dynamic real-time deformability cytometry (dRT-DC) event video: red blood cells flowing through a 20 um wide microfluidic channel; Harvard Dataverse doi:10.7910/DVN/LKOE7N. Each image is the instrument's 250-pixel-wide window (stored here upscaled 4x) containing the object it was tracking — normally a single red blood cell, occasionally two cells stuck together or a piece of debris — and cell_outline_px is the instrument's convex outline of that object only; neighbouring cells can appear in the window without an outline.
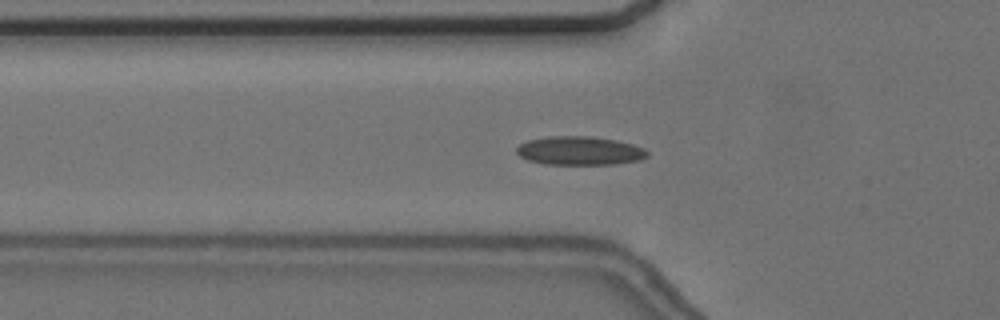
{"species": "common noctule bat (a hibernating species)", "species_latin": "Nyctalus noctula", "temperature_condition": "cold", "stored_images_in_passage": 57, "camera_frame_rate_fps": 3000, "um_per_image_px": 0.085, "animal": {"sex": "female", "body_mass_g": 24.6, "forearm_length_mm": 56.2}, "frame": {"image": 1, "passage_image": 19, "time_ms": 6.0, "image_size_px": [1000, 320], "cell_outline_px": [[648, 156], [640, 160], [616, 164], [544, 164], [528, 160], [520, 156], [516, 152], [516, 148], [520, 144], [528, 140], [548, 136], [592, 136], [616, 140], [632, 144], [644, 148], [648, 152]], "centroid_in_image_um": [49.28, 12.81], "position_along_channel_um": 76.5, "area_um2": 21.91}}
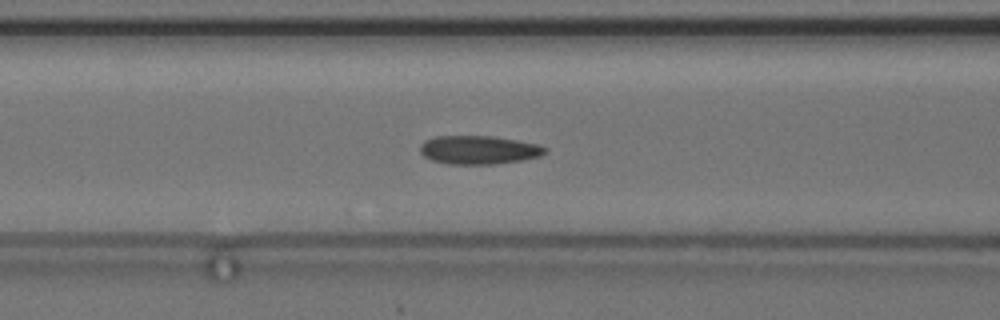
{"frame": {"image": 2, "passage_image": 23, "time_ms": 7.333, "image_size_px": [1000, 320], "cell_outline_px": [[548, 152], [540, 156], [520, 160], [496, 164], [452, 164], [432, 160], [424, 156], [420, 152], [420, 144], [424, 140], [436, 136], [492, 136], [516, 140], [536, 144], [548, 148]], "centroid_in_image_um": [40.69, 12.74], "position_along_channel_um": 125.9, "area_um2": 20.75}}
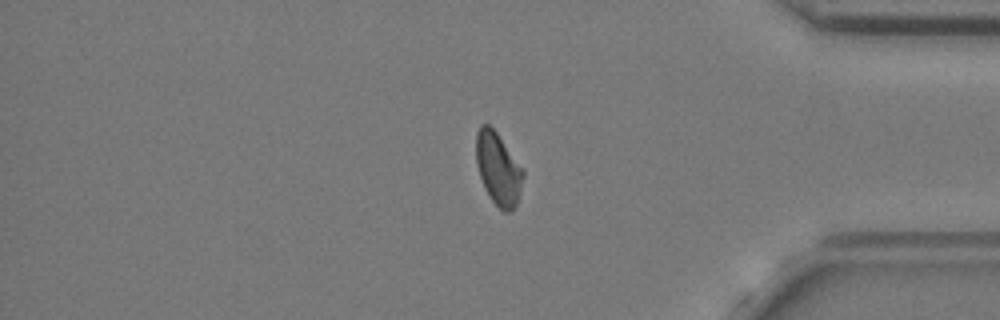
{"frame": {"image": 3, "passage_image": 47, "time_ms": 15.333, "image_size_px": [1000, 320], "cell_outline_px": [[524, 176], [516, 204], [512, 212], [504, 212], [492, 200], [484, 188], [476, 164], [476, 132], [480, 124], [488, 124], [496, 132], [524, 168]], "centroid_in_image_um": [42.35, 14.33], "position_along_channel_um": 392.9, "area_um2": 19.88}, "authors_computed_cell_mechanics": {"area_um2": 20.23, "velocity_mm_per_s": 3.6387, "shape_relaxation_time_tau1_ms": null, "shape_relaxation_time_tau2_ms": 4.9527, "deformation_change_tau1": null, "deformation_change_tau2": 0.1036}}